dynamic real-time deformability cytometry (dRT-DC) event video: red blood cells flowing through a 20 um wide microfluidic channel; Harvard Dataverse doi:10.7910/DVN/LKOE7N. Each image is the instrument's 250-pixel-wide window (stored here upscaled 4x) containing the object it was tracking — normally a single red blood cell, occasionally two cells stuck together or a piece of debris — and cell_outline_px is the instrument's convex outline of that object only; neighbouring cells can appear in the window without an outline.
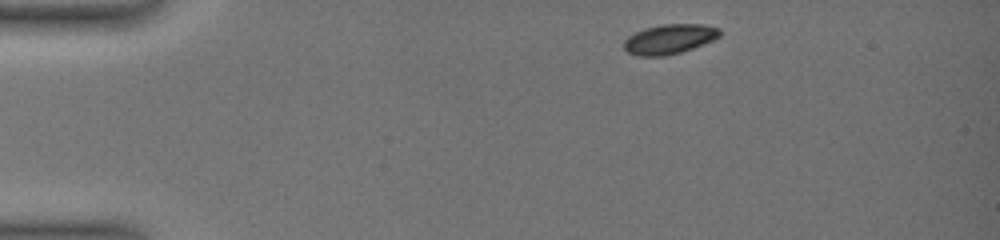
{"species": "common noctule bat (a hibernating species)", "species_latin": "Nyctalus noctula", "temperature_condition": "warm", "stored_images_in_passage": 6, "camera_frame_rate_fps": 3000, "um_per_image_px": 0.085, "animal": {"sex": "female", "body_mass_g": 19.0, "forearm_length_mm": 51.5}, "frame": {"image": 1, "passage_image": 1, "time_ms": 0.0, "image_size_px": [1000, 240], "cell_outline_px": [[720, 36], [704, 44], [680, 52], [664, 56], [640, 56], [628, 52], [624, 48], [624, 40], [628, 36], [644, 28], [660, 24], [704, 24], [720, 28]], "centroid_in_image_um": [56.9, 3.31], "position_along_channel_um": 28.1, "area_um2": 16.59}}
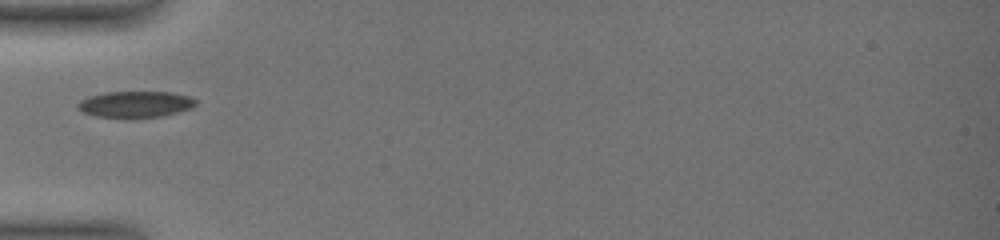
{"frame": {"image": 2, "passage_image": 5, "time_ms": 3.333, "image_size_px": [1000, 240], "cell_outline_px": [[196, 104], [192, 108], [164, 116], [124, 120], [96, 116], [84, 112], [76, 108], [76, 104], [80, 100], [88, 96], [108, 92], [172, 92], [192, 96], [196, 100]], "centroid_in_image_um": [11.51, 8.89], "position_along_channel_um": 73.5, "area_um2": 18.79}}